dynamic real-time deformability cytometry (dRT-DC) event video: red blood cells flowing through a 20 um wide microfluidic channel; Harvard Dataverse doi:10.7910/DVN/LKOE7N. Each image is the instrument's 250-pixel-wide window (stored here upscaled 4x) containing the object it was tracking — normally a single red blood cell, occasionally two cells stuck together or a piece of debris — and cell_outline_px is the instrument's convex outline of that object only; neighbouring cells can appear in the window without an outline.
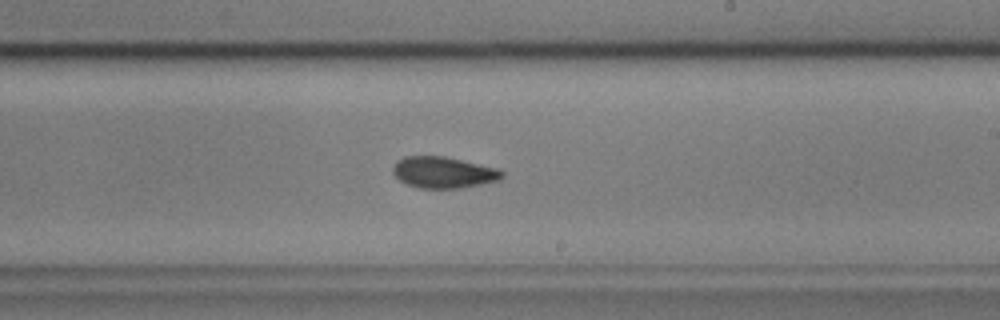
{"species": "common noctule bat (a hibernating species)", "species_latin": "Nyctalus noctula", "temperature_condition": "cold", "stored_images_in_passage": 56, "camera_frame_rate_fps": 3000, "um_per_image_px": 0.085, "animal": {"sex": "male", "body_mass_g": 17.9, "forearm_length_mm": 54.2}, "frame": {"image": 1, "passage_image": 32, "time_ms": 10.333, "image_size_px": [1000, 320], "cell_outline_px": [[504, 176], [500, 180], [460, 188], [420, 188], [408, 184], [400, 180], [392, 172], [392, 168], [396, 160], [404, 156], [444, 156], [500, 168], [504, 172]], "centroid_in_image_um": [37.71, 14.64], "position_along_channel_um": 251.3, "area_um2": 20.06}}
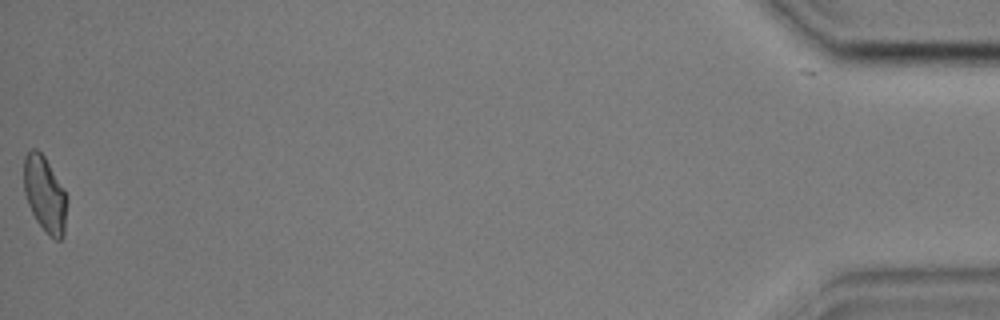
{"frame": {"image": 2, "passage_image": 55, "time_ms": 18.0, "image_size_px": [1000, 320], "cell_outline_px": [[68, 200], [64, 236], [60, 240], [56, 240], [48, 236], [36, 220], [28, 204], [24, 192], [24, 156], [32, 148], [36, 148], [44, 156], [64, 188], [68, 196]], "centroid_in_image_um": [3.84, 16.54], "position_along_channel_um": 431.4, "area_um2": 19.36}, "authors_computed_cell_mechanics": {"area_um2": 19.8543, "velocity_mm_per_s": 3.5991, "shape_relaxation_time_tau1_ms": 9.557, "shape_relaxation_time_tau2_ms": 3.7961, "deformation_change_tau1": 0.1675, "deformation_change_tau2": 0.0671}}